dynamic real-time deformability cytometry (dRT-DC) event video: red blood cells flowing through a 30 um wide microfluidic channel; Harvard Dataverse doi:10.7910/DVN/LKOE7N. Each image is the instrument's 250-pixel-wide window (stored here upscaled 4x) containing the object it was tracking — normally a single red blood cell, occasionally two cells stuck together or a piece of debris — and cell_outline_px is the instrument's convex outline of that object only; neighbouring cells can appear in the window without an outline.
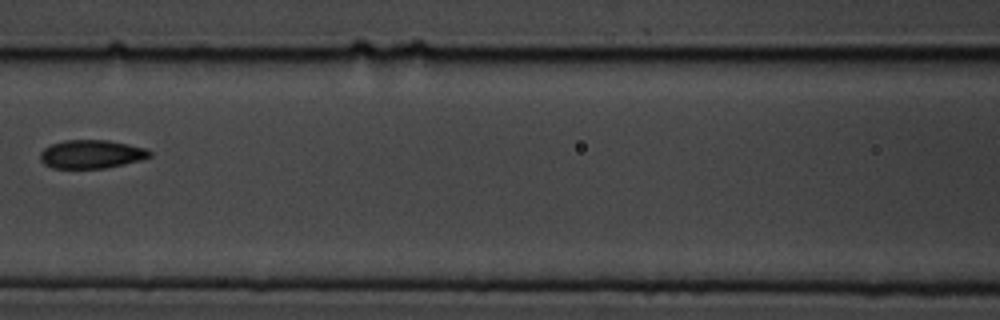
{"species": "common noctule bat (a hibernating species)", "species_latin": "Nyctalus noctula", "temperature_condition": "cold", "stored_images_in_passage": 8, "camera_frame_rate_fps": 3000, "um_per_image_px": 0.085, "animal": {"sex": "male", "body_mass_g": 19.5, "forearm_length_mm": 54.6}, "frame": {"image": 1, "passage_image": 8, "time_ms": 8.0, "image_size_px": [1000, 320], "cell_outline_px": [[152, 156], [140, 160], [124, 164], [104, 168], [52, 168], [44, 164], [40, 160], [40, 152], [44, 148], [52, 144], [64, 140], [108, 140], [128, 144], [144, 148], [152, 152]], "centroid_in_image_um": [7.75, 13.1], "position_along_channel_um": 158.8, "area_um2": 18.15}}